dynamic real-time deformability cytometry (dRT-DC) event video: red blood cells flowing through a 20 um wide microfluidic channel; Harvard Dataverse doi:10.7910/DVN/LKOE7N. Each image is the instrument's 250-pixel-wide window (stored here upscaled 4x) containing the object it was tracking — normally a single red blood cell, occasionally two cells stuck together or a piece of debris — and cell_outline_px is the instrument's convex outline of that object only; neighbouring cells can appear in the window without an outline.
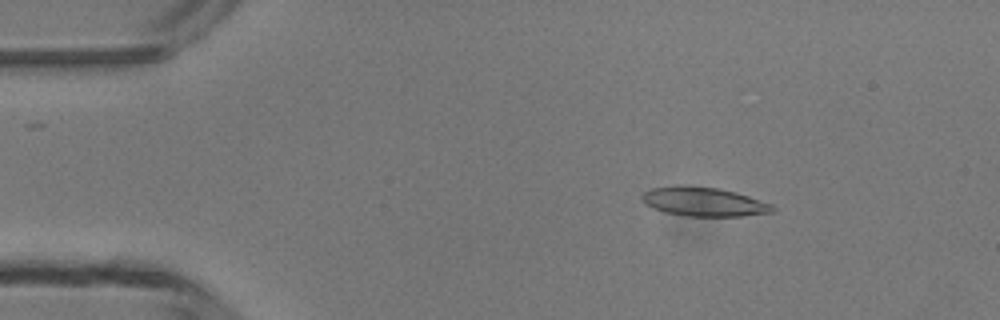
{"species": "common noctule bat (a hibernating species)", "species_latin": "Nyctalus noctula", "temperature_condition": "room temperature", "stored_images_in_passage": 4, "camera_frame_rate_fps": 3000, "um_per_image_px": 0.085, "animal": {"sex": "male", "body_mass_g": 13.3}, "frame": {"image": 1, "passage_image": 2, "time_ms": 1.0, "image_size_px": [1000, 320], "cell_outline_px": [[776, 208], [772, 212], [740, 216], [684, 216], [664, 212], [652, 208], [644, 204], [640, 196], [644, 192], [652, 188], [676, 184], [680, 184], [720, 188], [736, 192], [772, 204]], "centroid_in_image_um": [59.77, 17.13], "position_along_channel_um": 25.2, "area_um2": 22.43}}
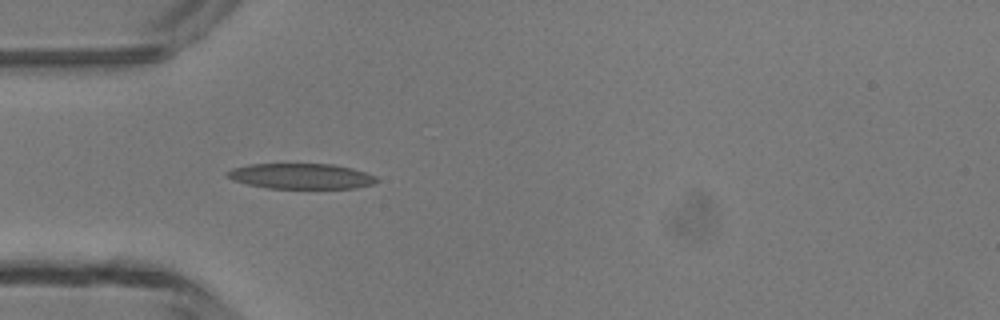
{"frame": {"image": 2, "passage_image": 4, "time_ms": 3.333, "image_size_px": [1000, 320], "cell_outline_px": [[380, 180], [372, 184], [356, 188], [264, 188], [232, 180], [224, 176], [224, 172], [232, 168], [248, 164], [332, 164], [352, 168], [376, 176]], "centroid_in_image_um": [25.54, 14.97], "position_along_channel_um": 59.5, "area_um2": 22.31}}